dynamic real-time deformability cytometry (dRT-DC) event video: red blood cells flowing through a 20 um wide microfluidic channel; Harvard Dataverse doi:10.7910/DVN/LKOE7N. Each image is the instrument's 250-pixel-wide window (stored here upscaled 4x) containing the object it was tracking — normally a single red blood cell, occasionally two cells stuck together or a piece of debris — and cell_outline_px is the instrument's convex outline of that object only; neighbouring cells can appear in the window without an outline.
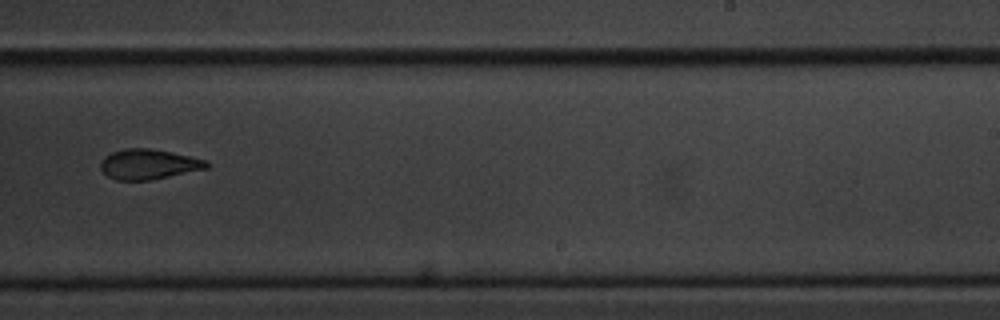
{"species": "common noctule bat (a hibernating species)", "species_latin": "Nyctalus noctula", "temperature_condition": "cold", "stored_images_in_passage": 14, "camera_frame_rate_fps": 3000, "um_per_image_px": 0.085, "animal": {"sex": "male", "body_mass_g": 20.1, "forearm_length_mm": 53.5}, "frame": {"image": 1, "passage_image": 8, "time_ms": 9.0, "image_size_px": [1000, 320], "cell_outline_px": [[208, 168], [148, 180], [116, 180], [108, 176], [100, 168], [100, 164], [104, 156], [112, 152], [124, 148], [148, 148], [172, 152], [208, 160]], "centroid_in_image_um": [12.61, 13.95], "position_along_channel_um": 276.4, "area_um2": 18.5}}
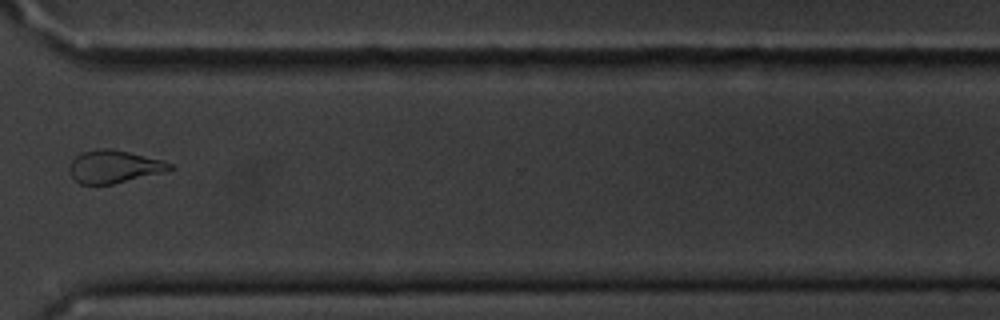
{"frame": {"image": 2, "passage_image": 10, "time_ms": 11.333, "image_size_px": [1000, 320], "cell_outline_px": [[176, 168], [112, 184], [80, 184], [72, 176], [68, 168], [72, 160], [76, 156], [84, 152], [100, 148], [108, 148], [128, 152], [164, 160], [172, 164]], "centroid_in_image_um": [9.68, 14.15], "position_along_channel_um": 360.9, "area_um2": 18.79}, "authors_computed_cell_mechanics": {"area_um2": 19.1607, "velocity_mm_per_s": 3.6227, "shape_relaxation_time_tau1_ms": null, "shape_relaxation_time_tau2_ms": 0.2021, "deformation_change_tau1": null, "deformation_change_tau2": 0.0514}}